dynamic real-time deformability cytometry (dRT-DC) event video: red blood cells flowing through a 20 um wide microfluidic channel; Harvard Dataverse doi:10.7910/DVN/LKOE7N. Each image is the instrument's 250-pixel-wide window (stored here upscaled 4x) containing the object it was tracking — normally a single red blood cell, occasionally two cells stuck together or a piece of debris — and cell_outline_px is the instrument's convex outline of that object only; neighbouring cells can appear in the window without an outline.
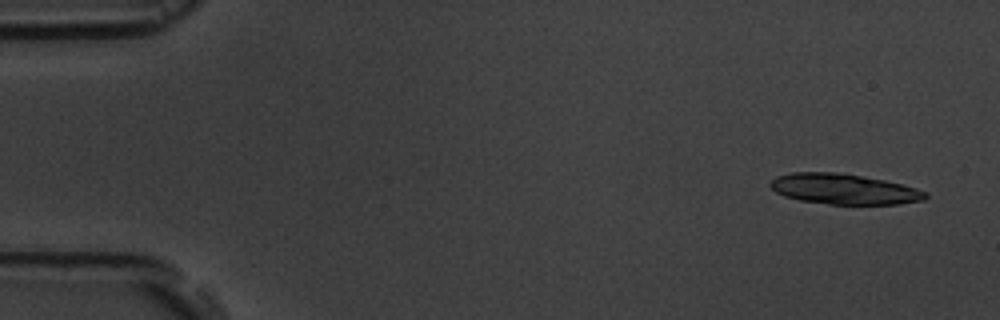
{"species": "common noctule bat (a hibernating species)", "species_latin": "Nyctalus noctula", "temperature_condition": "room temperature", "stored_images_in_passage": 5, "camera_frame_rate_fps": 3000, "um_per_image_px": 0.085, "animal": {"sex": "male", "body_mass_g": 19.5, "forearm_length_mm": 54.6}, "frame": {"image": 1, "passage_image": 1, "time_ms": 0.0, "image_size_px": [1000, 320], "cell_outline_px": [[928, 196], [924, 200], [900, 204], [828, 204], [800, 200], [784, 196], [776, 192], [768, 184], [776, 176], [792, 172], [836, 172], [884, 180], [916, 188], [924, 192]], "centroid_in_image_um": [71.7, 16.07], "position_along_channel_um": 13.3, "area_um2": 27.34}}
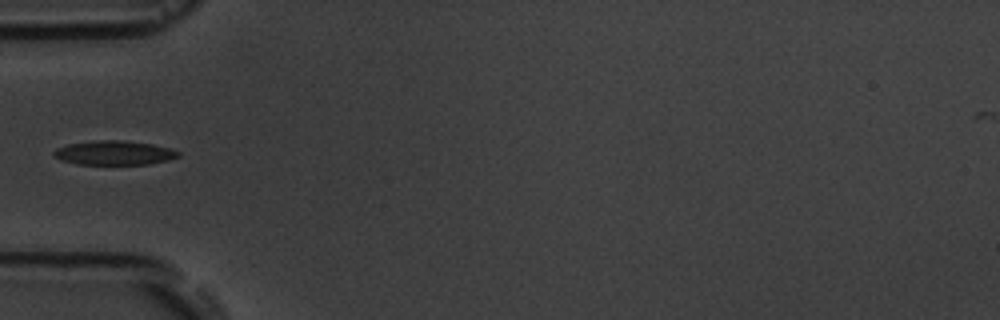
{"frame": {"image": 2, "passage_image": 5, "time_ms": 5.333, "image_size_px": [1000, 320], "cell_outline_px": [[180, 156], [168, 160], [148, 164], [76, 164], [60, 160], [52, 156], [52, 152], [56, 148], [68, 144], [92, 140], [120, 140], [152, 144], [168, 148], [180, 152]], "centroid_in_image_um": [9.65, 12.99], "position_along_channel_um": 75.4, "area_um2": 17.63}}